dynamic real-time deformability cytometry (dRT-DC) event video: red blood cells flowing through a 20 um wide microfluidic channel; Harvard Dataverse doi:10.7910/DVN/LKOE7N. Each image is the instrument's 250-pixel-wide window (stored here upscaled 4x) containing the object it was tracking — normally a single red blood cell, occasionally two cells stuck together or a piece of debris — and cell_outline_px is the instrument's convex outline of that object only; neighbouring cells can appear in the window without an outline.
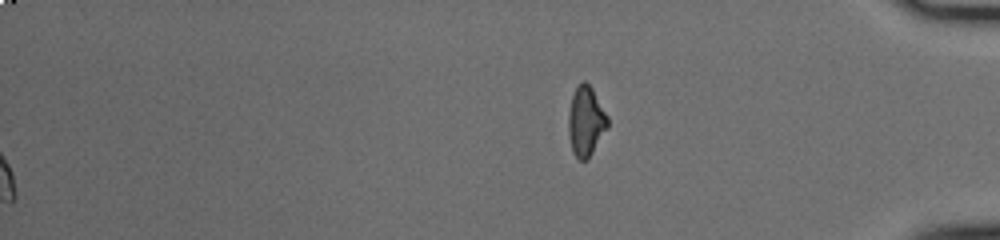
{"species": "common noctule bat (a hibernating species)", "species_latin": "Nyctalus noctula", "temperature_condition": "cold", "stored_images_in_passage": 51, "segment_of_instrument_passage": [2, 2], "camera_frame_rate_fps": 3000, "um_per_image_px": 0.085, "animal": {"sex": "male", "body_mass_g": 20.0, "forearm_length_mm": 53.3}, "frame": {"image": 1, "passage_image": 51, "time_ms": 16.667, "image_size_px": [1000, 240], "cell_outline_px": [[608, 128], [588, 160], [580, 160], [572, 152], [568, 132], [568, 112], [572, 96], [576, 88], [584, 80], [592, 88], [608, 116]], "centroid_in_image_um": [49.8, 10.34], "position_along_channel_um": 385.4, "area_um2": 16.01}}